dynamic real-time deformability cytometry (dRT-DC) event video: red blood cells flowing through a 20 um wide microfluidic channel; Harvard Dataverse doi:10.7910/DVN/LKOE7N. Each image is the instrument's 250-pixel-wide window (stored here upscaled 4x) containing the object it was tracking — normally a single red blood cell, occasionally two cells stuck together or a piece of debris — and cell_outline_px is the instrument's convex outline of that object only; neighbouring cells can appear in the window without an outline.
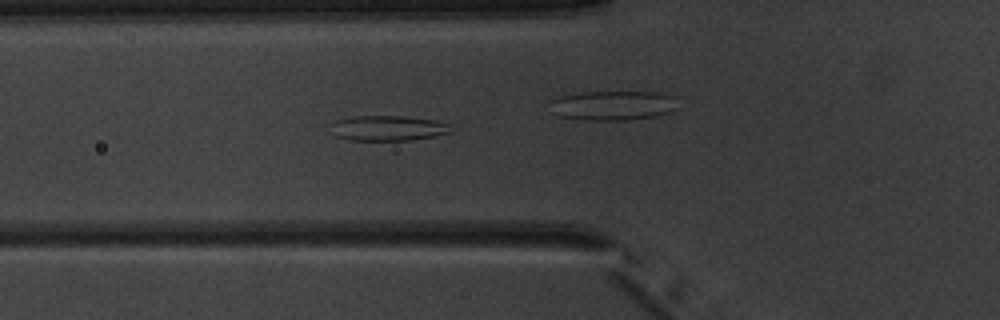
{"species": "common noctule bat (a hibernating species)", "species_latin": "Nyctalus noctula", "temperature_condition": "warm", "stored_images_in_passage": 6, "camera_frame_rate_fps": 3000, "um_per_image_px": 0.085, "animal": {"sex": "male", "body_mass_g": 20.1, "forearm_length_mm": 53.5}, "frame": {"image": 1, "passage_image": 5, "time_ms": 4.667, "image_size_px": [1000, 320], "cell_outline_px": [[452, 132], [432, 136], [408, 140], [348, 140], [336, 136], [332, 124], [336, 120], [352, 116], [400, 116], [432, 120], [448, 124]], "centroid_in_image_um": [32.95, 10.89], "position_along_channel_um": 92.9, "area_um2": 17.22}}